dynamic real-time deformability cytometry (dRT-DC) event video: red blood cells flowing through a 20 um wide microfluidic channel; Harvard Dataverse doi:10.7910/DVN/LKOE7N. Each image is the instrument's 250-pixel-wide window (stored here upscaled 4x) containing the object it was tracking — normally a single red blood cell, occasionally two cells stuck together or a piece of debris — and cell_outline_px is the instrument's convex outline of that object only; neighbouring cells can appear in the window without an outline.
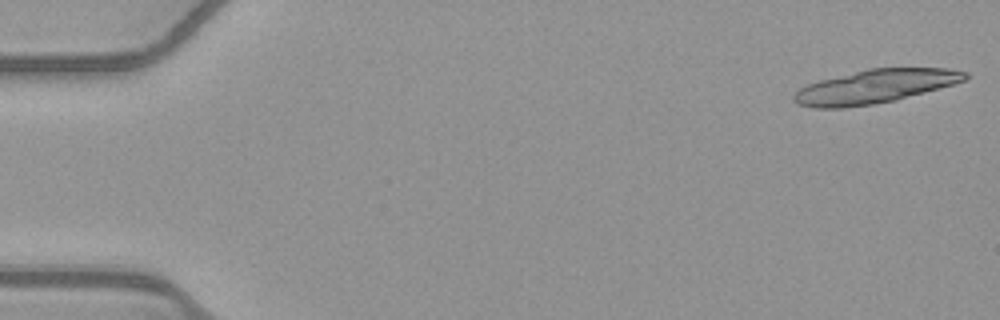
{"species": "common noctule bat (a hibernating species)", "species_latin": "Nyctalus noctula", "temperature_condition": "warm", "stored_images_in_passage": 13, "camera_frame_rate_fps": 3000, "um_per_image_px": 0.085, "animal": {"sex": "female", "body_mass_g": 21.9}, "frame": {"image": 1, "passage_image": 1, "time_ms": 0.0, "image_size_px": [1000, 320], "cell_outline_px": [[968, 76], [964, 80], [952, 84], [896, 100], [872, 104], [844, 108], [816, 108], [800, 104], [792, 100], [792, 96], [800, 88], [808, 84], [820, 80], [868, 68], [948, 68], [968, 72]], "centroid_in_image_um": [74.36, 7.35], "position_along_channel_um": 10.6, "area_um2": 33.23}}